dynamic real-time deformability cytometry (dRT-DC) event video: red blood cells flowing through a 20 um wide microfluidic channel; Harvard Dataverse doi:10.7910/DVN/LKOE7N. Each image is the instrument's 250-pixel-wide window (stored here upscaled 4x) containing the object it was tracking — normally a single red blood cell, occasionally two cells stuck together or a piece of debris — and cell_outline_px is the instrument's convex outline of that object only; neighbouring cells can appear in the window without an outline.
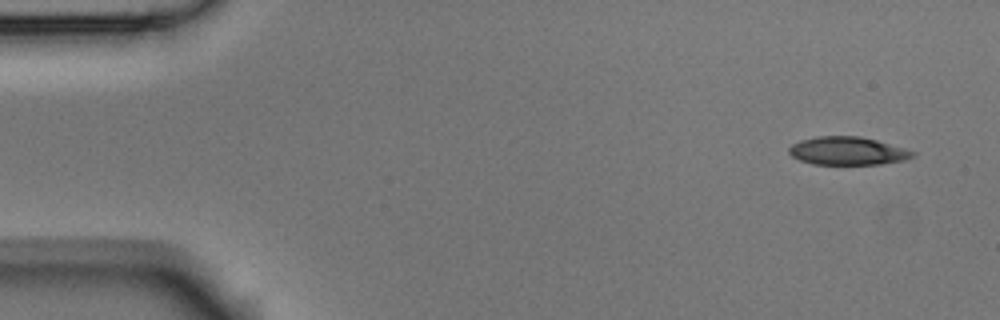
{"species": "Egyptian fruit bat (a non-hibernating species)", "species_latin": "Rousettus aegyptiacus", "temperature_condition": "room temperature", "stored_images_in_passage": 5, "camera_frame_rate_fps": 3000, "um_per_image_px": 0.085, "animal": {"sex": "male"}, "frame": {"image": 1, "passage_image": 1, "time_ms": 0.0, "image_size_px": [1000, 320], "cell_outline_px": [[916, 156], [904, 160], [880, 164], [812, 164], [800, 160], [792, 156], [788, 152], [788, 148], [792, 144], [800, 140], [816, 136], [860, 136], [876, 140], [904, 148], [916, 152]], "centroid_in_image_um": [72.03, 12.82], "position_along_channel_um": 13.0, "area_um2": 20.29}}
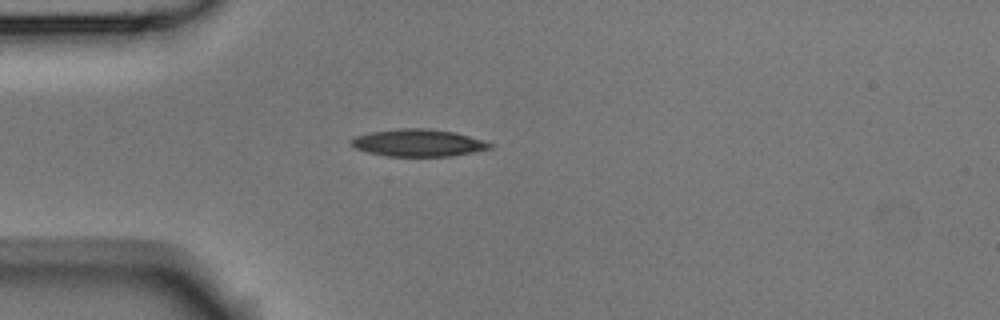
{"frame": {"image": 2, "passage_image": 4, "time_ms": 1.0, "image_size_px": [1000, 320], "cell_outline_px": [[492, 148], [476, 152], [452, 156], [388, 156], [368, 152], [356, 148], [348, 144], [348, 140], [352, 136], [368, 132], [396, 128], [428, 128], [456, 132], [484, 140], [492, 144]], "centroid_in_image_um": [35.51, 12.13], "position_along_channel_um": 49.5, "area_um2": 22.48}}